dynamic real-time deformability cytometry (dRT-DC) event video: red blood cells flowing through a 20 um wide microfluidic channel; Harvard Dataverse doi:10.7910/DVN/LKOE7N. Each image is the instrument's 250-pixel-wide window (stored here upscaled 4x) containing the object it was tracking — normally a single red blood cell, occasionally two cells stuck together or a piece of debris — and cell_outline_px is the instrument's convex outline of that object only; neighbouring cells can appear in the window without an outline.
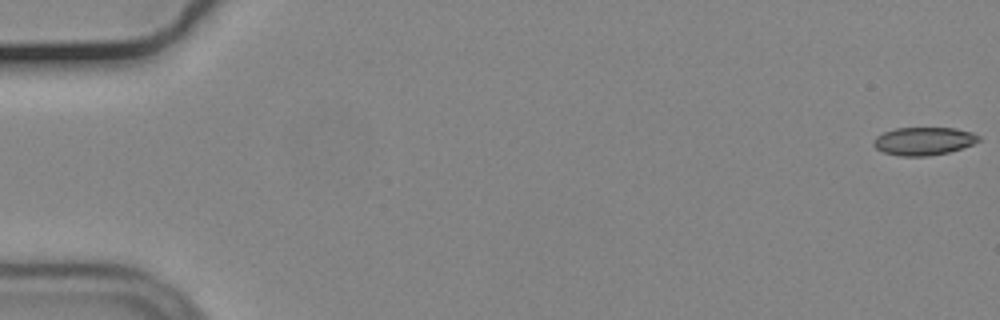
{"species": "common noctule bat (a hibernating species)", "species_latin": "Nyctalus noctula", "temperature_condition": "cold", "stored_images_in_passage": 56, "camera_frame_rate_fps": 3000, "um_per_image_px": 0.085, "animal": {"sex": "male", "body_mass_g": 19.2, "forearm_length_mm": 51.8}, "frame": {"image": 1, "passage_image": 1, "time_ms": 0.0, "image_size_px": [1000, 320], "cell_outline_px": [[980, 140], [972, 144], [948, 152], [928, 156], [900, 156], [884, 152], [876, 148], [872, 144], [872, 140], [876, 136], [884, 132], [896, 128], [956, 128], [972, 132], [980, 136]], "centroid_in_image_um": [78.49, 11.99], "position_along_channel_um": 6.5, "area_um2": 17.11}}
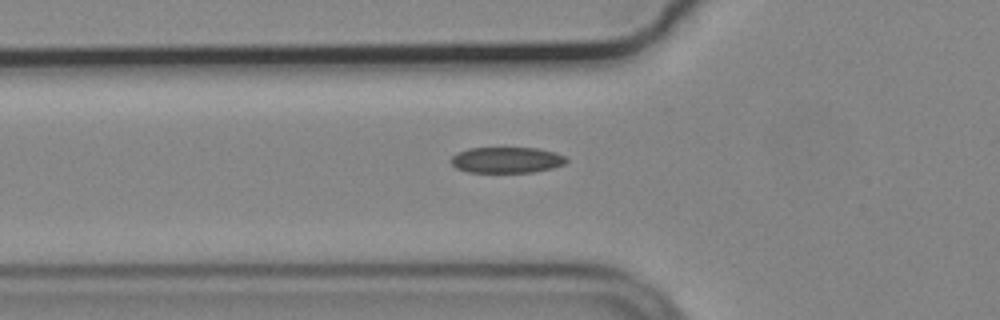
{"frame": {"image": 2, "passage_image": 20, "time_ms": 6.333, "image_size_px": [1000, 320], "cell_outline_px": [[568, 160], [564, 164], [552, 168], [532, 172], [468, 172], [456, 168], [448, 160], [456, 152], [468, 148], [540, 148], [556, 152], [564, 156]], "centroid_in_image_um": [43.04, 13.59], "position_along_channel_um": 82.8, "area_um2": 17.57}}
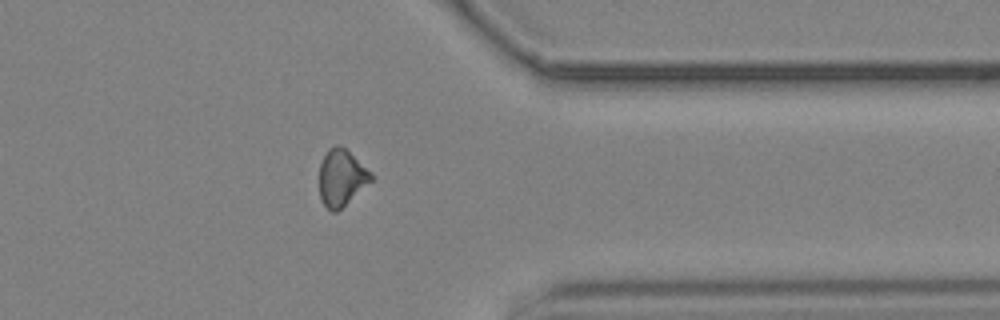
{"frame": {"image": 3, "passage_image": 45, "time_ms": 14.667, "image_size_px": [1000, 320], "cell_outline_px": [[372, 180], [336, 212], [332, 212], [320, 200], [320, 164], [328, 148], [336, 144], [340, 144], [372, 172]], "centroid_in_image_um": [29.01, 15.08], "position_along_channel_um": 382.4, "area_um2": 16.82}, "authors_computed_cell_mechanics": {"area_um2": 17.4845, "velocity_mm_per_s": 3.6994, "shape_relaxation_time_tau1_ms": null, "shape_relaxation_time_tau2_ms": 5.046, "deformation_change_tau1": null, "deformation_change_tau2": 0.1215}}